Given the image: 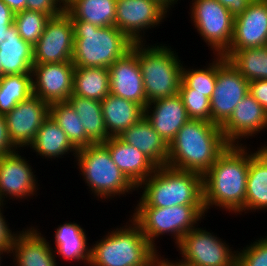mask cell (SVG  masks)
<instances>
[{"mask_svg":"<svg viewBox=\"0 0 267 266\" xmlns=\"http://www.w3.org/2000/svg\"><path fill=\"white\" fill-rule=\"evenodd\" d=\"M249 150L245 145H229L203 175V204L242 215L249 168Z\"/></svg>","mask_w":267,"mask_h":266,"instance_id":"6da1fadb","label":"cell"},{"mask_svg":"<svg viewBox=\"0 0 267 266\" xmlns=\"http://www.w3.org/2000/svg\"><path fill=\"white\" fill-rule=\"evenodd\" d=\"M228 146L220 126L190 119L168 145L166 165L203 176Z\"/></svg>","mask_w":267,"mask_h":266,"instance_id":"7a4b0ae2","label":"cell"},{"mask_svg":"<svg viewBox=\"0 0 267 266\" xmlns=\"http://www.w3.org/2000/svg\"><path fill=\"white\" fill-rule=\"evenodd\" d=\"M140 189L143 192L135 207L204 205L203 176L168 165L157 167L151 176L137 187V191Z\"/></svg>","mask_w":267,"mask_h":266,"instance_id":"3957f363","label":"cell"},{"mask_svg":"<svg viewBox=\"0 0 267 266\" xmlns=\"http://www.w3.org/2000/svg\"><path fill=\"white\" fill-rule=\"evenodd\" d=\"M71 21L74 29L72 63L75 67L109 68L133 47V42L116 26L98 27L83 20Z\"/></svg>","mask_w":267,"mask_h":266,"instance_id":"277c9868","label":"cell"},{"mask_svg":"<svg viewBox=\"0 0 267 266\" xmlns=\"http://www.w3.org/2000/svg\"><path fill=\"white\" fill-rule=\"evenodd\" d=\"M145 44L133 43V47L137 50L148 103L179 94L183 63L176 51L165 44Z\"/></svg>","mask_w":267,"mask_h":266,"instance_id":"5b68a950","label":"cell"},{"mask_svg":"<svg viewBox=\"0 0 267 266\" xmlns=\"http://www.w3.org/2000/svg\"><path fill=\"white\" fill-rule=\"evenodd\" d=\"M128 222L91 245L89 266H142L157 253L140 228Z\"/></svg>","mask_w":267,"mask_h":266,"instance_id":"8992f818","label":"cell"},{"mask_svg":"<svg viewBox=\"0 0 267 266\" xmlns=\"http://www.w3.org/2000/svg\"><path fill=\"white\" fill-rule=\"evenodd\" d=\"M75 161L83 180L92 194L102 200L132 194L137 188L113 162L108 149L103 144H93L79 149Z\"/></svg>","mask_w":267,"mask_h":266,"instance_id":"52a82bcc","label":"cell"},{"mask_svg":"<svg viewBox=\"0 0 267 266\" xmlns=\"http://www.w3.org/2000/svg\"><path fill=\"white\" fill-rule=\"evenodd\" d=\"M130 219L140 228L147 241L157 250L155 240L171 235L177 245L182 237L199 225L206 211L204 205L171 207H136ZM203 217V218H202Z\"/></svg>","mask_w":267,"mask_h":266,"instance_id":"ba28073f","label":"cell"},{"mask_svg":"<svg viewBox=\"0 0 267 266\" xmlns=\"http://www.w3.org/2000/svg\"><path fill=\"white\" fill-rule=\"evenodd\" d=\"M191 21L214 55H223L231 45L234 16L218 0H192Z\"/></svg>","mask_w":267,"mask_h":266,"instance_id":"9c48e42d","label":"cell"},{"mask_svg":"<svg viewBox=\"0 0 267 266\" xmlns=\"http://www.w3.org/2000/svg\"><path fill=\"white\" fill-rule=\"evenodd\" d=\"M213 232L196 226L175 246L181 259L199 266H236L237 251Z\"/></svg>","mask_w":267,"mask_h":266,"instance_id":"30bf717a","label":"cell"},{"mask_svg":"<svg viewBox=\"0 0 267 266\" xmlns=\"http://www.w3.org/2000/svg\"><path fill=\"white\" fill-rule=\"evenodd\" d=\"M249 93V81L223 55H217V78L210 98L211 122L222 126Z\"/></svg>","mask_w":267,"mask_h":266,"instance_id":"8fae6325","label":"cell"},{"mask_svg":"<svg viewBox=\"0 0 267 266\" xmlns=\"http://www.w3.org/2000/svg\"><path fill=\"white\" fill-rule=\"evenodd\" d=\"M168 12L158 0H117L115 26L133 43H146L145 32L160 26Z\"/></svg>","mask_w":267,"mask_h":266,"instance_id":"7c38bea8","label":"cell"},{"mask_svg":"<svg viewBox=\"0 0 267 266\" xmlns=\"http://www.w3.org/2000/svg\"><path fill=\"white\" fill-rule=\"evenodd\" d=\"M73 49V23L63 11L47 21L43 34L33 46L34 64L72 62Z\"/></svg>","mask_w":267,"mask_h":266,"instance_id":"4fadbf2b","label":"cell"},{"mask_svg":"<svg viewBox=\"0 0 267 266\" xmlns=\"http://www.w3.org/2000/svg\"><path fill=\"white\" fill-rule=\"evenodd\" d=\"M50 115V105L32 94L5 115L13 145L21 150L33 142L40 126Z\"/></svg>","mask_w":267,"mask_h":266,"instance_id":"5bb4252c","label":"cell"},{"mask_svg":"<svg viewBox=\"0 0 267 266\" xmlns=\"http://www.w3.org/2000/svg\"><path fill=\"white\" fill-rule=\"evenodd\" d=\"M18 152L16 150L0 156V203L2 204L6 203L7 197L16 200L32 198L40 189L31 163Z\"/></svg>","mask_w":267,"mask_h":266,"instance_id":"9a60e30c","label":"cell"},{"mask_svg":"<svg viewBox=\"0 0 267 266\" xmlns=\"http://www.w3.org/2000/svg\"><path fill=\"white\" fill-rule=\"evenodd\" d=\"M267 45V0H252L244 12L235 16L231 45L223 54L229 58L236 50Z\"/></svg>","mask_w":267,"mask_h":266,"instance_id":"2e32d148","label":"cell"},{"mask_svg":"<svg viewBox=\"0 0 267 266\" xmlns=\"http://www.w3.org/2000/svg\"><path fill=\"white\" fill-rule=\"evenodd\" d=\"M74 69L72 62L34 64L31 72L33 94L49 105L67 101L73 91Z\"/></svg>","mask_w":267,"mask_h":266,"instance_id":"e0dca14e","label":"cell"},{"mask_svg":"<svg viewBox=\"0 0 267 266\" xmlns=\"http://www.w3.org/2000/svg\"><path fill=\"white\" fill-rule=\"evenodd\" d=\"M220 128L229 145H243V139L252 138L260 131L267 130V111L248 93Z\"/></svg>","mask_w":267,"mask_h":266,"instance_id":"ac0fdd59","label":"cell"},{"mask_svg":"<svg viewBox=\"0 0 267 266\" xmlns=\"http://www.w3.org/2000/svg\"><path fill=\"white\" fill-rule=\"evenodd\" d=\"M108 71L110 94L134 101L143 108L147 106L143 77L134 47L124 57L116 60Z\"/></svg>","mask_w":267,"mask_h":266,"instance_id":"d6986e66","label":"cell"},{"mask_svg":"<svg viewBox=\"0 0 267 266\" xmlns=\"http://www.w3.org/2000/svg\"><path fill=\"white\" fill-rule=\"evenodd\" d=\"M38 230L37 226H27L17 232L8 255L13 257L14 266H57L52 244Z\"/></svg>","mask_w":267,"mask_h":266,"instance_id":"ffe728a7","label":"cell"},{"mask_svg":"<svg viewBox=\"0 0 267 266\" xmlns=\"http://www.w3.org/2000/svg\"><path fill=\"white\" fill-rule=\"evenodd\" d=\"M144 115L168 145L190 120L179 94L148 103L144 108Z\"/></svg>","mask_w":267,"mask_h":266,"instance_id":"44dd1931","label":"cell"},{"mask_svg":"<svg viewBox=\"0 0 267 266\" xmlns=\"http://www.w3.org/2000/svg\"><path fill=\"white\" fill-rule=\"evenodd\" d=\"M103 145L110 152L113 162L136 188L158 167L139 149L118 137H110Z\"/></svg>","mask_w":267,"mask_h":266,"instance_id":"7402d4cb","label":"cell"},{"mask_svg":"<svg viewBox=\"0 0 267 266\" xmlns=\"http://www.w3.org/2000/svg\"><path fill=\"white\" fill-rule=\"evenodd\" d=\"M118 138L139 149L158 167L165 166L168 160V144L153 129L145 115L131 127L123 131Z\"/></svg>","mask_w":267,"mask_h":266,"instance_id":"603a6c76","label":"cell"},{"mask_svg":"<svg viewBox=\"0 0 267 266\" xmlns=\"http://www.w3.org/2000/svg\"><path fill=\"white\" fill-rule=\"evenodd\" d=\"M267 144L249 152L245 214L267 209ZM247 210V211H246Z\"/></svg>","mask_w":267,"mask_h":266,"instance_id":"cb8c5ba5","label":"cell"},{"mask_svg":"<svg viewBox=\"0 0 267 266\" xmlns=\"http://www.w3.org/2000/svg\"><path fill=\"white\" fill-rule=\"evenodd\" d=\"M8 33L6 40L0 44L1 76L31 74L33 46L22 39L14 24L9 27Z\"/></svg>","mask_w":267,"mask_h":266,"instance_id":"d4e9b609","label":"cell"},{"mask_svg":"<svg viewBox=\"0 0 267 266\" xmlns=\"http://www.w3.org/2000/svg\"><path fill=\"white\" fill-rule=\"evenodd\" d=\"M105 128L110 137H118L144 116V108L131 100L108 94L102 101Z\"/></svg>","mask_w":267,"mask_h":266,"instance_id":"484cf974","label":"cell"},{"mask_svg":"<svg viewBox=\"0 0 267 266\" xmlns=\"http://www.w3.org/2000/svg\"><path fill=\"white\" fill-rule=\"evenodd\" d=\"M80 224L74 222H64L58 225L54 234V253L56 258L61 256L62 259L71 261H81L86 265H90L91 247L87 241V234Z\"/></svg>","mask_w":267,"mask_h":266,"instance_id":"4316f807","label":"cell"},{"mask_svg":"<svg viewBox=\"0 0 267 266\" xmlns=\"http://www.w3.org/2000/svg\"><path fill=\"white\" fill-rule=\"evenodd\" d=\"M28 147L47 160L60 159L69 153H73L75 158L78 151L50 115L40 126L33 142Z\"/></svg>","mask_w":267,"mask_h":266,"instance_id":"83f0119b","label":"cell"},{"mask_svg":"<svg viewBox=\"0 0 267 266\" xmlns=\"http://www.w3.org/2000/svg\"><path fill=\"white\" fill-rule=\"evenodd\" d=\"M67 102L80 117V122L93 144H103L110 138L105 128L101 101L71 95Z\"/></svg>","mask_w":267,"mask_h":266,"instance_id":"f1b7e54d","label":"cell"},{"mask_svg":"<svg viewBox=\"0 0 267 266\" xmlns=\"http://www.w3.org/2000/svg\"><path fill=\"white\" fill-rule=\"evenodd\" d=\"M117 0H73L65 12L71 20H83L98 27L115 26Z\"/></svg>","mask_w":267,"mask_h":266,"instance_id":"f546056e","label":"cell"},{"mask_svg":"<svg viewBox=\"0 0 267 266\" xmlns=\"http://www.w3.org/2000/svg\"><path fill=\"white\" fill-rule=\"evenodd\" d=\"M72 94L102 101L110 94L108 68L75 67Z\"/></svg>","mask_w":267,"mask_h":266,"instance_id":"4dcf8cb0","label":"cell"},{"mask_svg":"<svg viewBox=\"0 0 267 266\" xmlns=\"http://www.w3.org/2000/svg\"><path fill=\"white\" fill-rule=\"evenodd\" d=\"M50 116L67 134L71 144L77 150L93 145L87 138L80 117L67 101L51 103Z\"/></svg>","mask_w":267,"mask_h":266,"instance_id":"1f68e13d","label":"cell"},{"mask_svg":"<svg viewBox=\"0 0 267 266\" xmlns=\"http://www.w3.org/2000/svg\"><path fill=\"white\" fill-rule=\"evenodd\" d=\"M227 60L249 82L267 80V45L236 50Z\"/></svg>","mask_w":267,"mask_h":266,"instance_id":"d6a6232c","label":"cell"},{"mask_svg":"<svg viewBox=\"0 0 267 266\" xmlns=\"http://www.w3.org/2000/svg\"><path fill=\"white\" fill-rule=\"evenodd\" d=\"M32 94V74L1 76L0 115H6L19 102L26 100Z\"/></svg>","mask_w":267,"mask_h":266,"instance_id":"836d02e7","label":"cell"},{"mask_svg":"<svg viewBox=\"0 0 267 266\" xmlns=\"http://www.w3.org/2000/svg\"><path fill=\"white\" fill-rule=\"evenodd\" d=\"M212 63L204 68L194 69L182 67V82L179 92H199L205 93V96L211 98L216 85L217 78V55Z\"/></svg>","mask_w":267,"mask_h":266,"instance_id":"e575fe53","label":"cell"},{"mask_svg":"<svg viewBox=\"0 0 267 266\" xmlns=\"http://www.w3.org/2000/svg\"><path fill=\"white\" fill-rule=\"evenodd\" d=\"M50 18L47 14L25 9L14 14L13 24L22 39L34 46L43 34Z\"/></svg>","mask_w":267,"mask_h":266,"instance_id":"d590c367","label":"cell"},{"mask_svg":"<svg viewBox=\"0 0 267 266\" xmlns=\"http://www.w3.org/2000/svg\"><path fill=\"white\" fill-rule=\"evenodd\" d=\"M257 239L240 251L237 249L236 266H267V235Z\"/></svg>","mask_w":267,"mask_h":266,"instance_id":"8d00e7d4","label":"cell"},{"mask_svg":"<svg viewBox=\"0 0 267 266\" xmlns=\"http://www.w3.org/2000/svg\"><path fill=\"white\" fill-rule=\"evenodd\" d=\"M190 119L211 122L210 98L205 93L179 92Z\"/></svg>","mask_w":267,"mask_h":266,"instance_id":"74e56055","label":"cell"},{"mask_svg":"<svg viewBox=\"0 0 267 266\" xmlns=\"http://www.w3.org/2000/svg\"><path fill=\"white\" fill-rule=\"evenodd\" d=\"M26 9L54 17L60 15L65 10V7L59 0H27Z\"/></svg>","mask_w":267,"mask_h":266,"instance_id":"f35d334b","label":"cell"},{"mask_svg":"<svg viewBox=\"0 0 267 266\" xmlns=\"http://www.w3.org/2000/svg\"><path fill=\"white\" fill-rule=\"evenodd\" d=\"M4 206L5 204L0 203V248H4L9 253L17 233L11 230L9 223L6 222L2 212Z\"/></svg>","mask_w":267,"mask_h":266,"instance_id":"ab89813d","label":"cell"},{"mask_svg":"<svg viewBox=\"0 0 267 266\" xmlns=\"http://www.w3.org/2000/svg\"><path fill=\"white\" fill-rule=\"evenodd\" d=\"M249 93L267 111V80L260 79L249 82Z\"/></svg>","mask_w":267,"mask_h":266,"instance_id":"60d3db41","label":"cell"},{"mask_svg":"<svg viewBox=\"0 0 267 266\" xmlns=\"http://www.w3.org/2000/svg\"><path fill=\"white\" fill-rule=\"evenodd\" d=\"M18 150L10 140L5 115H0V156Z\"/></svg>","mask_w":267,"mask_h":266,"instance_id":"b9f144b4","label":"cell"},{"mask_svg":"<svg viewBox=\"0 0 267 266\" xmlns=\"http://www.w3.org/2000/svg\"><path fill=\"white\" fill-rule=\"evenodd\" d=\"M223 6L227 7L235 17L244 12L252 0H218Z\"/></svg>","mask_w":267,"mask_h":266,"instance_id":"7bdbcfd3","label":"cell"},{"mask_svg":"<svg viewBox=\"0 0 267 266\" xmlns=\"http://www.w3.org/2000/svg\"><path fill=\"white\" fill-rule=\"evenodd\" d=\"M14 14L26 9L27 0H2Z\"/></svg>","mask_w":267,"mask_h":266,"instance_id":"ee69618b","label":"cell"},{"mask_svg":"<svg viewBox=\"0 0 267 266\" xmlns=\"http://www.w3.org/2000/svg\"><path fill=\"white\" fill-rule=\"evenodd\" d=\"M0 21H14V12L0 0Z\"/></svg>","mask_w":267,"mask_h":266,"instance_id":"f6af8a7d","label":"cell"},{"mask_svg":"<svg viewBox=\"0 0 267 266\" xmlns=\"http://www.w3.org/2000/svg\"><path fill=\"white\" fill-rule=\"evenodd\" d=\"M14 21H0V44L6 40L8 36V29Z\"/></svg>","mask_w":267,"mask_h":266,"instance_id":"bcb514c9","label":"cell"},{"mask_svg":"<svg viewBox=\"0 0 267 266\" xmlns=\"http://www.w3.org/2000/svg\"><path fill=\"white\" fill-rule=\"evenodd\" d=\"M163 260L169 265V266H199L195 265L193 263L187 262L183 259H178L179 261H174V260H168V258L163 257Z\"/></svg>","mask_w":267,"mask_h":266,"instance_id":"7dc6e473","label":"cell"},{"mask_svg":"<svg viewBox=\"0 0 267 266\" xmlns=\"http://www.w3.org/2000/svg\"><path fill=\"white\" fill-rule=\"evenodd\" d=\"M157 252L145 265L142 266H158L162 261L163 257Z\"/></svg>","mask_w":267,"mask_h":266,"instance_id":"c3c4849f","label":"cell"},{"mask_svg":"<svg viewBox=\"0 0 267 266\" xmlns=\"http://www.w3.org/2000/svg\"><path fill=\"white\" fill-rule=\"evenodd\" d=\"M162 5H164L169 11L174 4H177L178 0H158Z\"/></svg>","mask_w":267,"mask_h":266,"instance_id":"681fc988","label":"cell"},{"mask_svg":"<svg viewBox=\"0 0 267 266\" xmlns=\"http://www.w3.org/2000/svg\"><path fill=\"white\" fill-rule=\"evenodd\" d=\"M5 254L9 255V253L4 248H0V266H1V263H2V257H4Z\"/></svg>","mask_w":267,"mask_h":266,"instance_id":"f907efd6","label":"cell"},{"mask_svg":"<svg viewBox=\"0 0 267 266\" xmlns=\"http://www.w3.org/2000/svg\"><path fill=\"white\" fill-rule=\"evenodd\" d=\"M61 2V4L66 7L71 1L73 0H59Z\"/></svg>","mask_w":267,"mask_h":266,"instance_id":"816d5d0a","label":"cell"},{"mask_svg":"<svg viewBox=\"0 0 267 266\" xmlns=\"http://www.w3.org/2000/svg\"><path fill=\"white\" fill-rule=\"evenodd\" d=\"M158 266H169L164 260Z\"/></svg>","mask_w":267,"mask_h":266,"instance_id":"f5cc1de1","label":"cell"},{"mask_svg":"<svg viewBox=\"0 0 267 266\" xmlns=\"http://www.w3.org/2000/svg\"><path fill=\"white\" fill-rule=\"evenodd\" d=\"M0 76H1V56H0Z\"/></svg>","mask_w":267,"mask_h":266,"instance_id":"db71d44e","label":"cell"}]
</instances>
